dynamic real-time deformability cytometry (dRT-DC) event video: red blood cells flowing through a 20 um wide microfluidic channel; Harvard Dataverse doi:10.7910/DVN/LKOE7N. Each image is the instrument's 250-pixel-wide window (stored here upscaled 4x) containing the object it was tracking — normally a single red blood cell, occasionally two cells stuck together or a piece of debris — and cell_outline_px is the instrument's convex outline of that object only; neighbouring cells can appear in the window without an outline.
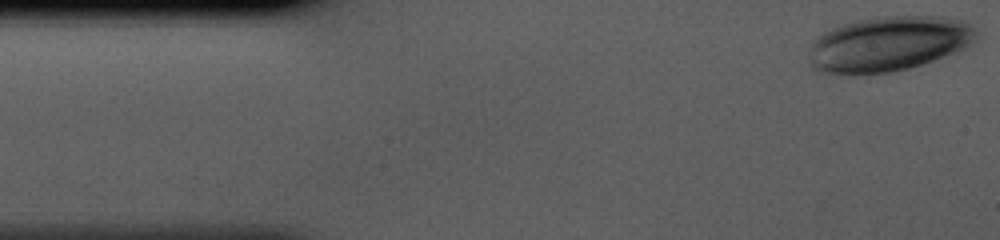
{"species": "human", "species_latin": "Homo sapiens", "temperature_condition": "cold", "stored_images_in_passage": 37, "camera_frame_rate_fps": 3000, "um_per_image_px": 0.085, "donor": {"sex": "male"}, "frame": {"image": 1, "passage_image": 1, "time_ms": 0.0, "image_size_px": [1000, 240], "cell_outline_px": [[976, 40], [964, 48], [932, 60], [908, 68], [892, 72], [816, 72], [812, 68], [808, 60], [812, 40], [824, 32], [832, 28], [844, 24], [876, 16], [940, 16], [964, 20], [976, 32]], "centroid_in_image_um": [75.5, 3.7], "position_along_channel_um": 9.5, "area_um2": 52.94}}
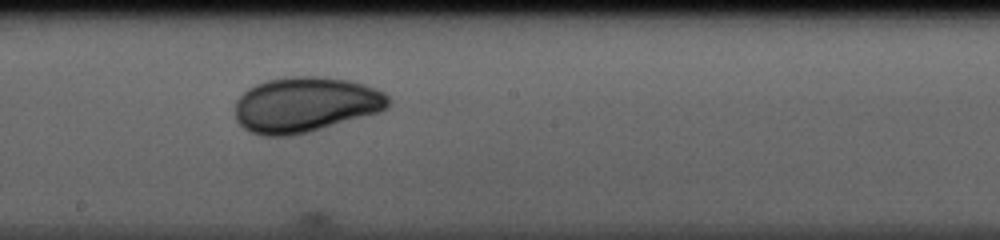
{"frame": {"image": 2, "passage_image": 22, "time_ms": 7.0, "image_size_px": [1000, 240], "cell_outline_px": [[388, 108], [380, 112], [308, 132], [292, 136], [264, 136], [252, 132], [244, 128], [236, 120], [236, 100], [248, 88], [256, 84], [268, 80], [288, 76], [324, 76], [352, 80], [376, 88], [384, 92], [388, 96]], "centroid_in_image_um": [25.97, 8.88], "position_along_channel_um": 222.2, "area_um2": 49.59}}
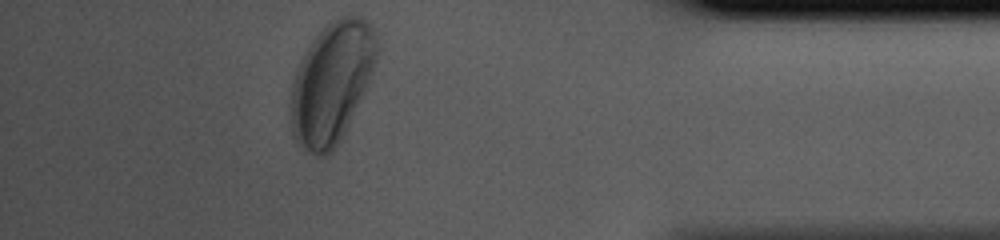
{"frame": {"image": 3, "passage_image": 37, "time_ms": 12.0, "image_size_px": [1000, 240], "cell_outline_px": [[376, 60], [368, 80], [344, 132], [336, 148], [328, 156], [320, 156], [296, 144], [292, 136], [292, 80], [300, 60], [304, 52], [312, 40], [328, 24], [344, 16], [364, 16], [372, 28], [376, 36]], "centroid_in_image_um": [28.17, 7.04], "position_along_channel_um": 407.0, "area_um2": 59.53}}